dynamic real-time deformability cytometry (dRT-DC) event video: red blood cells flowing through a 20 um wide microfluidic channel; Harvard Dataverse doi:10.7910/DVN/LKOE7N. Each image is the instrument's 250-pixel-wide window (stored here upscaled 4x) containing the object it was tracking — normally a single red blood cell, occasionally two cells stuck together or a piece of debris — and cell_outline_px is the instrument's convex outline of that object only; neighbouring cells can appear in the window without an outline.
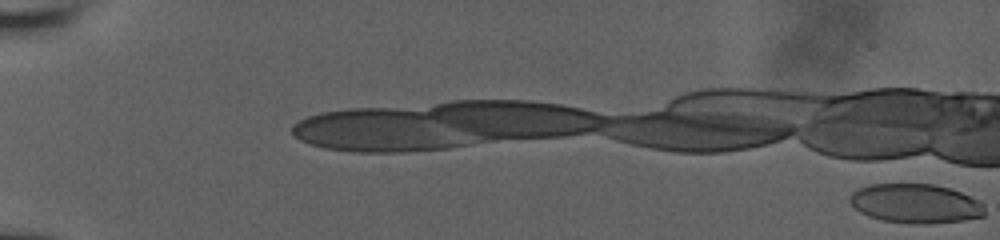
{"species": "human", "species_latin": "Homo sapiens", "temperature_condition": "room temperature", "stored_images_in_passage": 36, "camera_frame_rate_fps": 3000, "um_per_image_px": 0.085, "donor": {"sex": "male"}, "frame": {"image": 1, "passage_image": 1, "time_ms": 0.0, "image_size_px": [1000, 240], "cell_outline_px": [[984, 216], [964, 220], [928, 224], [920, 224], [880, 220], [868, 216], [860, 212], [848, 200], [852, 192], [856, 188], [872, 184], [932, 184], [948, 188], [960, 192], [980, 200], [984, 204]], "centroid_in_image_um": [77.81, 17.3], "position_along_channel_um": 7.2, "area_um2": 30.92}}
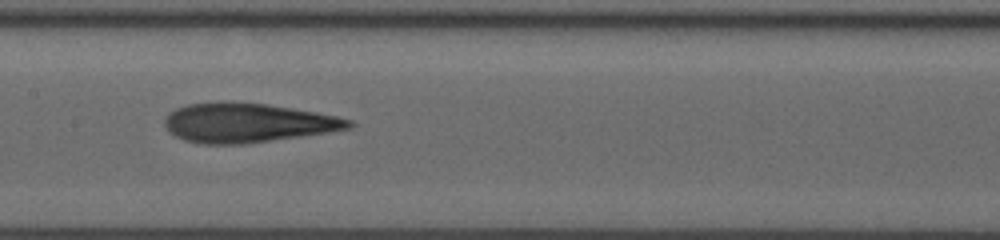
{"frame": {"image": 2, "passage_image": 16, "time_ms": 5.0, "image_size_px": [1000, 240], "cell_outline_px": [[356, 124], [352, 128], [328, 132], [244, 144], [204, 144], [184, 140], [176, 136], [164, 124], [164, 120], [176, 108], [188, 104], [268, 104], [316, 112], [336, 116], [352, 120]], "centroid_in_image_um": [21.11, 10.47], "position_along_channel_um": 186.3, "area_um2": 41.04}}
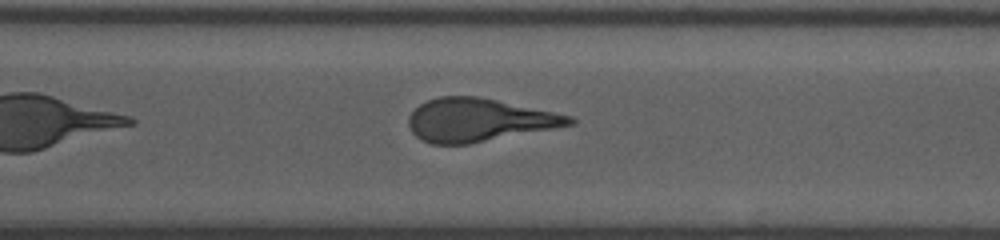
{"frame": {"image": 3, "passage_image": 27, "time_ms": 8.667, "image_size_px": [1000, 240], "cell_outline_px": [[576, 124], [468, 144], [432, 144], [420, 140], [412, 132], [408, 124], [408, 116], [420, 104], [428, 100], [440, 96], [476, 96], [496, 100], [572, 116], [576, 120]], "centroid_in_image_um": [40.67, 10.21], "position_along_channel_um": 329.9, "area_um2": 40.11}}